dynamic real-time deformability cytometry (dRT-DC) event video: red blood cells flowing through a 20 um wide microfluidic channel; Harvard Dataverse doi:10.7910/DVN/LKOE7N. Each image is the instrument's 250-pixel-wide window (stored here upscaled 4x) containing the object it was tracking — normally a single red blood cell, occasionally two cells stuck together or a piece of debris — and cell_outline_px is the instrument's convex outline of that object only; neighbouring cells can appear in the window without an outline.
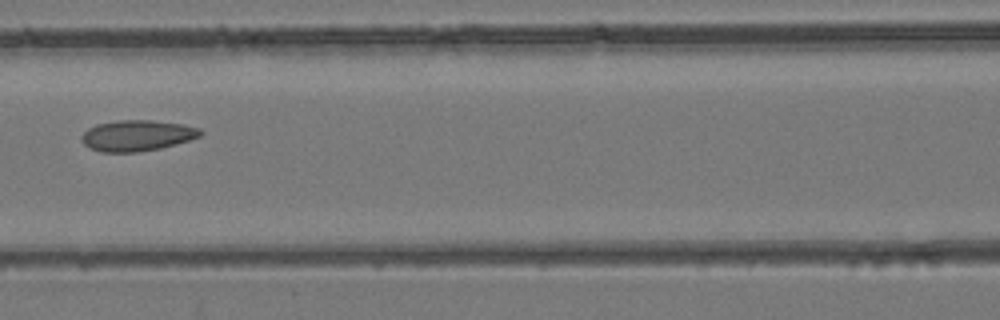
{"species": "common noctule bat (a hibernating species)", "species_latin": "Nyctalus noctula", "temperature_condition": "room temperature", "stored_images_in_passage": 3, "camera_frame_rate_fps": 3000, "um_per_image_px": 0.085, "animal": {"sex": "female", "body_mass_g": 24.6, "forearm_length_mm": 56.2}, "frame": {"image": 1, "passage_image": 3, "time_ms": 3.0, "image_size_px": [1000, 320], "cell_outline_px": [[204, 132], [200, 136], [188, 140], [160, 148], [136, 152], [100, 152], [88, 148], [80, 140], [80, 136], [88, 128], [96, 124], [116, 120], [152, 120], [184, 124], [200, 128]], "centroid_in_image_um": [11.61, 11.51], "position_along_channel_um": 155.0, "area_um2": 21.56}}